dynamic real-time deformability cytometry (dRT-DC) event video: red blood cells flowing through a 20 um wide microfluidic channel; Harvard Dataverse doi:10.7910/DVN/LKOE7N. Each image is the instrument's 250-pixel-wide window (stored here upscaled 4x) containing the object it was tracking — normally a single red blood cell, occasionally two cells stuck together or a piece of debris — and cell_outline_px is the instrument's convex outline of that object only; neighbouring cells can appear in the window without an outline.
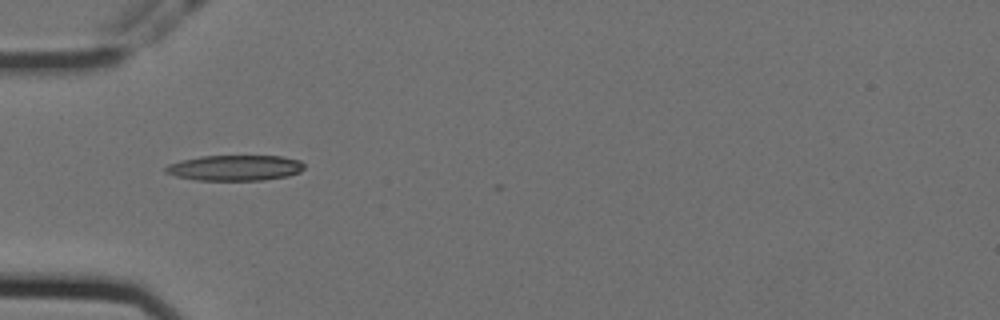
{"species": "Egyptian fruit bat (a non-hibernating species)", "species_latin": "Rousettus aegyptiacus", "temperature_condition": "cold", "stored_images_in_passage": 21, "camera_frame_rate_fps": 3000, "um_per_image_px": 0.085, "animal": {"sex": "female"}, "frame": {"image": 1, "passage_image": 1, "time_ms": 0.0, "image_size_px": [1000, 320], "cell_outline_px": [[304, 168], [300, 172], [288, 176], [264, 180], [196, 180], [176, 176], [164, 172], [164, 168], [168, 164], [180, 160], [200, 156], [280, 156], [300, 160], [304, 164]], "centroid_in_image_um": [19.96, 14.26], "position_along_channel_um": 65.0, "area_um2": 20.75}}
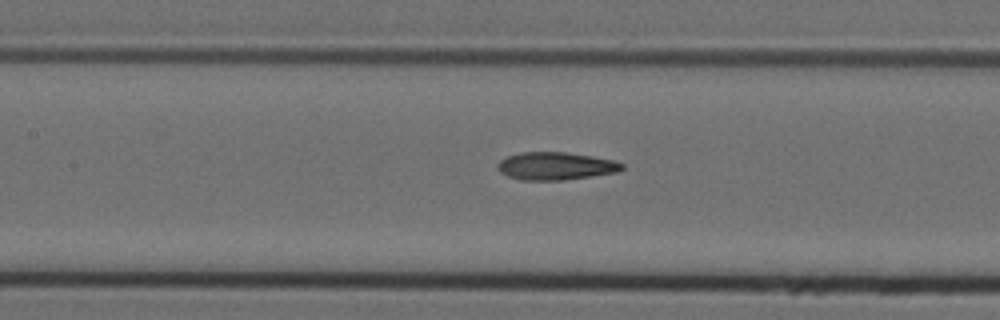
{"frame": {"image": 2, "passage_image": 9, "time_ms": 2.667, "image_size_px": [1000, 320], "cell_outline_px": [[624, 168], [616, 172], [592, 176], [564, 180], [524, 180], [508, 176], [500, 172], [496, 168], [500, 160], [508, 156], [520, 152], [564, 152], [592, 156], [616, 160], [624, 164]], "centroid_in_image_um": [47.24, 14.11], "position_along_channel_um": 160.2, "area_um2": 20.11}}
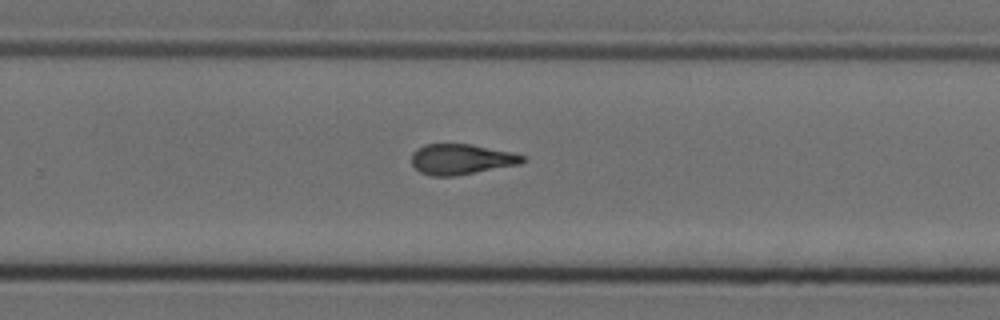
{"frame": {"image": 3, "passage_image": 20, "time_ms": 6.333, "image_size_px": [1000, 320], "cell_outline_px": [[524, 160], [520, 164], [456, 176], [432, 176], [420, 172], [412, 164], [412, 152], [416, 148], [424, 144], [472, 144], [512, 152], [524, 156]], "centroid_in_image_um": [39.18, 13.53], "position_along_channel_um": 290.6, "area_um2": 19.77}}